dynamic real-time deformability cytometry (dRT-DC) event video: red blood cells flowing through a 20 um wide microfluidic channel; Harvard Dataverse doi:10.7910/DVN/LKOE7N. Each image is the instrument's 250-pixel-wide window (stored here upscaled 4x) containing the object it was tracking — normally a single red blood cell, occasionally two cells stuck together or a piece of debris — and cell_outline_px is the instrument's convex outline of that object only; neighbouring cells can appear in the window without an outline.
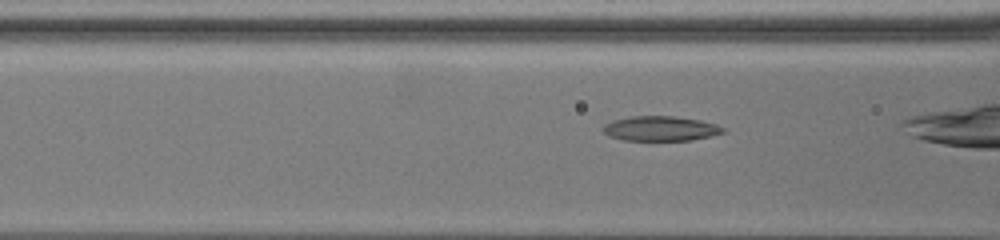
{"species": "common noctule bat (a hibernating species)", "species_latin": "Nyctalus noctula", "temperature_condition": "warm", "stored_images_in_passage": 43, "camera_frame_rate_fps": 3000, "um_per_image_px": 0.085, "animal": {"sex": "female", "body_mass_g": 19.5, "forearm_length_mm": 54.1}, "frame": {"image": 1, "passage_image": 13, "time_ms": 4.0, "image_size_px": [1000, 240], "cell_outline_px": [[724, 132], [692, 140], [624, 140], [608, 136], [600, 128], [604, 124], [612, 120], [632, 116], [672, 116], [700, 120], [716, 124], [724, 128]], "centroid_in_image_um": [56.08, 10.92], "position_along_channel_um": 110.5, "area_um2": 17.28}}
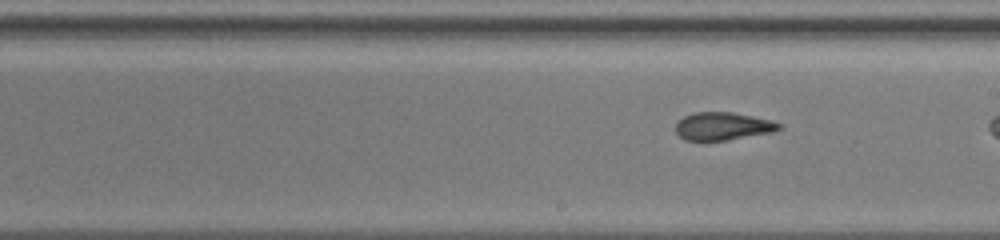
{"frame": {"image": 2, "passage_image": 25, "time_ms": 8.0, "image_size_px": [1000, 240], "cell_outline_px": [[784, 128], [772, 132], [728, 140], [684, 140], [676, 132], [676, 124], [684, 116], [692, 112], [732, 112], [772, 120], [784, 124]], "centroid_in_image_um": [61.49, 10.72], "position_along_channel_um": 227.5, "area_um2": 16.88}}
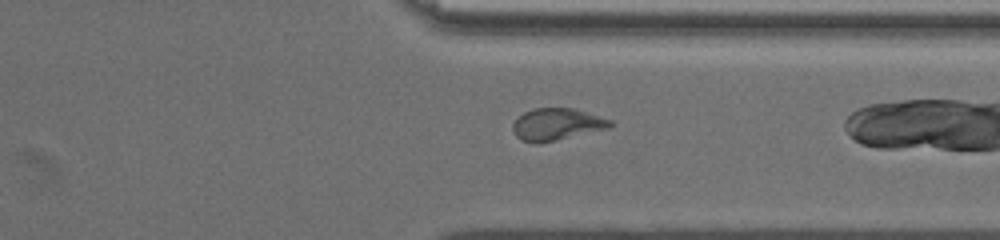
{"frame": {"image": 3, "passage_image": 39, "time_ms": 12.667, "image_size_px": [1000, 240], "cell_outline_px": [[612, 124], [608, 128], [540, 144], [532, 144], [520, 140], [516, 136], [512, 128], [512, 124], [524, 112], [532, 108], [572, 108], [612, 120]], "centroid_in_image_um": [47.27, 10.58], "position_along_channel_um": 364.1, "area_um2": 18.15}}